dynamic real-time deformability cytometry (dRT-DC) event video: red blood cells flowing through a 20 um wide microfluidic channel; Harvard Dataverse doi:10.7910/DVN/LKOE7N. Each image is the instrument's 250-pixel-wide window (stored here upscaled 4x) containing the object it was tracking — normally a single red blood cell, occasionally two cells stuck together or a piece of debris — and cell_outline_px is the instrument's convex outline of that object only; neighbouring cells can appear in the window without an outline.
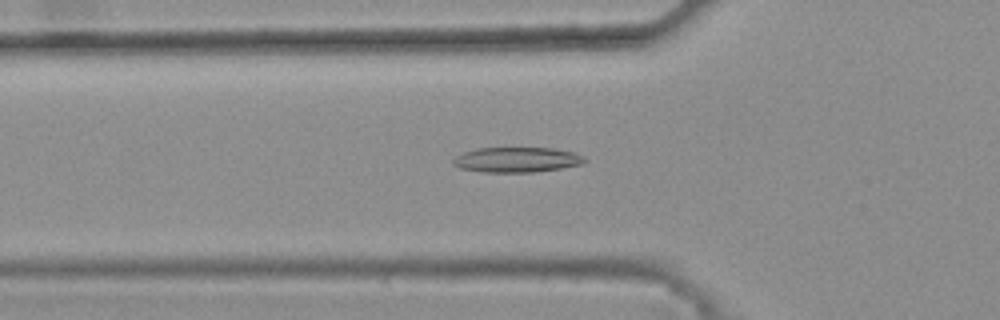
{"species": "common noctule bat (a hibernating species)", "species_latin": "Nyctalus noctula", "temperature_condition": "warm", "stored_images_in_passage": 24, "camera_frame_rate_fps": 3000, "um_per_image_px": 0.085, "animal": {"sex": "female", "body_mass_g": 25.1}, "frame": {"image": 1, "passage_image": 7, "time_ms": 2.0, "image_size_px": [1000, 320], "cell_outline_px": [[588, 160], [580, 164], [560, 168], [532, 172], [484, 172], [460, 168], [452, 164], [452, 160], [456, 156], [464, 152], [476, 148], [552, 148], [572, 152]], "centroid_in_image_um": [43.87, 13.57], "position_along_channel_um": 81.9, "area_um2": 19.02}}
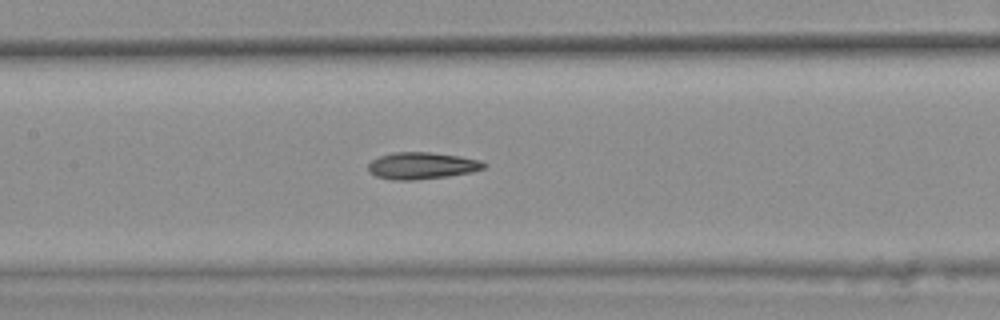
{"frame": {"image": 2, "passage_image": 14, "time_ms": 4.333, "image_size_px": [1000, 320], "cell_outline_px": [[488, 164], [484, 168], [472, 172], [448, 176], [416, 180], [392, 180], [376, 176], [368, 172], [368, 164], [372, 160], [380, 156], [392, 152], [428, 152], [460, 156], [480, 160]], "centroid_in_image_um": [35.85, 14.08], "position_along_channel_um": 171.5, "area_um2": 18.21}}
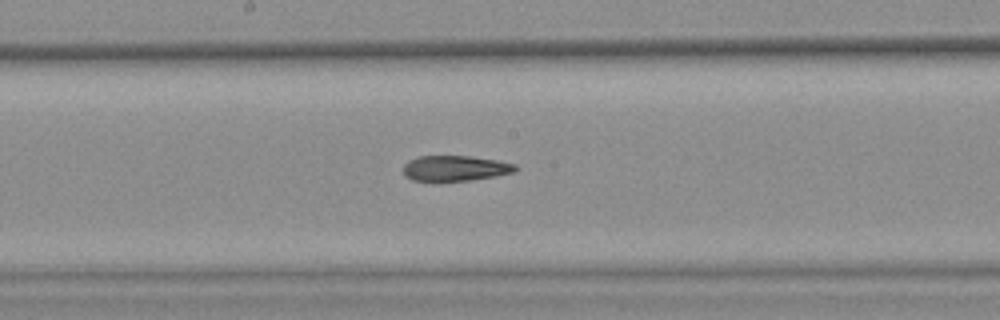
{"frame": {"image": 3, "passage_image": 17, "time_ms": 5.333, "image_size_px": [1000, 320], "cell_outline_px": [[516, 168], [512, 172], [492, 176], [468, 180], [412, 180], [404, 176], [404, 164], [408, 160], [416, 156], [468, 156], [496, 160], [516, 164]], "centroid_in_image_um": [38.62, 14.28], "position_along_channel_um": 209.6, "area_um2": 16.24}}